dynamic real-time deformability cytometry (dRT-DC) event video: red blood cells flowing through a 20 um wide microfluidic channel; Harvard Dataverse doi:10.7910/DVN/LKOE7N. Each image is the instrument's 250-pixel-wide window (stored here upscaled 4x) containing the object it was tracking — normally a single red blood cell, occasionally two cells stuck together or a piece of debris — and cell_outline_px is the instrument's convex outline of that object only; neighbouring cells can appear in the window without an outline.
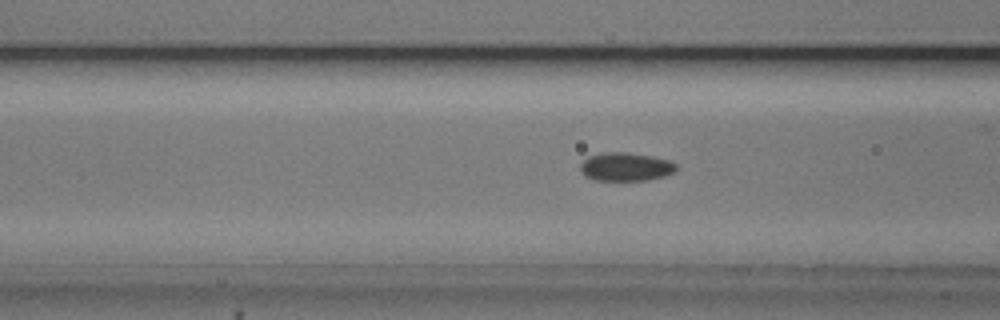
{"species": "common noctule bat (a hibernating species)", "species_latin": "Nyctalus noctula", "temperature_condition": "cold", "stored_images_in_passage": 42, "camera_frame_rate_fps": 3000, "um_per_image_px": 0.085, "animal": {"sex": "male", "body_mass_g": 20.5, "forearm_length_mm": 52.5}, "frame": {"image": 1, "passage_image": 10, "time_ms": 3.0, "image_size_px": [1000, 320], "cell_outline_px": [[676, 172], [664, 176], [648, 180], [592, 180], [584, 176], [580, 172], [580, 164], [588, 156], [608, 152], [624, 152], [652, 156], [668, 160], [676, 164]], "centroid_in_image_um": [53.16, 14.18], "position_along_channel_um": 113.4, "area_um2": 15.95}, "authors_computed_cell_mechanics": {"area_um2": 15.5193, "velocity_mm_per_s": 3.7298, "shape_relaxation_time_tau1_ms": 2.6432, "shape_relaxation_time_tau2_ms": 3.0411, "deformation_change_tau1": 0.0803, "deformation_change_tau2": 0.0713}}